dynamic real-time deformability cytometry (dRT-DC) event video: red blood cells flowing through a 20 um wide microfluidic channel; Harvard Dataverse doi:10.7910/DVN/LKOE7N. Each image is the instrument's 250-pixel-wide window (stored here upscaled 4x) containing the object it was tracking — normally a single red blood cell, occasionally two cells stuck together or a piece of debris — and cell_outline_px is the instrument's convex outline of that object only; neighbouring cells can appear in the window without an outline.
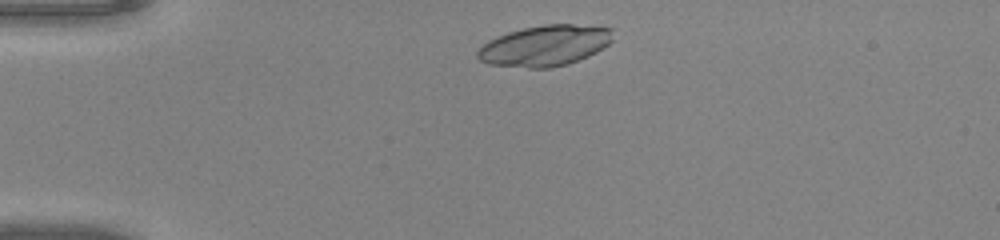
{"species": "common noctule bat (a hibernating species)", "species_latin": "Nyctalus noctula", "temperature_condition": "warm", "stored_images_in_passage": 33, "camera_frame_rate_fps": 3000, "um_per_image_px": 0.085, "animal": {"sex": "male", "body_mass_g": 20.0, "forearm_length_mm": 53.3}, "frame": {"image": 1, "passage_image": 2, "time_ms": 0.333, "image_size_px": [1000, 240], "cell_outline_px": [[612, 40], [608, 44], [596, 52], [588, 56], [568, 64], [548, 68], [528, 68], [488, 64], [480, 60], [476, 56], [476, 52], [488, 40], [496, 36], [508, 32], [524, 28], [544, 24], [572, 24], [612, 28]], "centroid_in_image_um": [46.29, 3.88], "position_along_channel_um": 38.7, "area_um2": 32.14}}
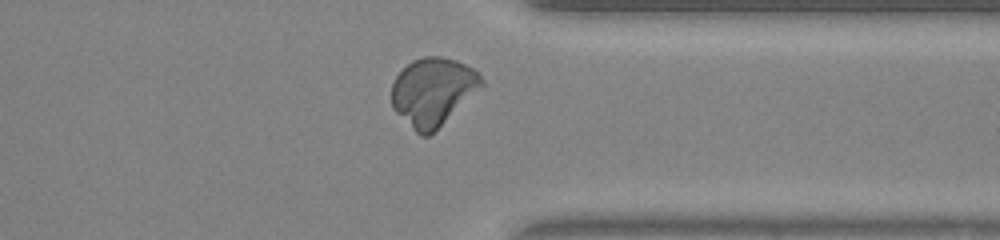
{"frame": {"image": 2, "passage_image": 30, "time_ms": 9.667, "image_size_px": [1000, 240], "cell_outline_px": [[484, 84], [428, 136], [420, 136], [392, 108], [392, 84], [396, 76], [412, 60], [424, 56], [440, 56], [456, 60], [472, 68], [484, 80]], "centroid_in_image_um": [36.76, 7.76], "position_along_channel_um": 374.6, "area_um2": 34.85}}